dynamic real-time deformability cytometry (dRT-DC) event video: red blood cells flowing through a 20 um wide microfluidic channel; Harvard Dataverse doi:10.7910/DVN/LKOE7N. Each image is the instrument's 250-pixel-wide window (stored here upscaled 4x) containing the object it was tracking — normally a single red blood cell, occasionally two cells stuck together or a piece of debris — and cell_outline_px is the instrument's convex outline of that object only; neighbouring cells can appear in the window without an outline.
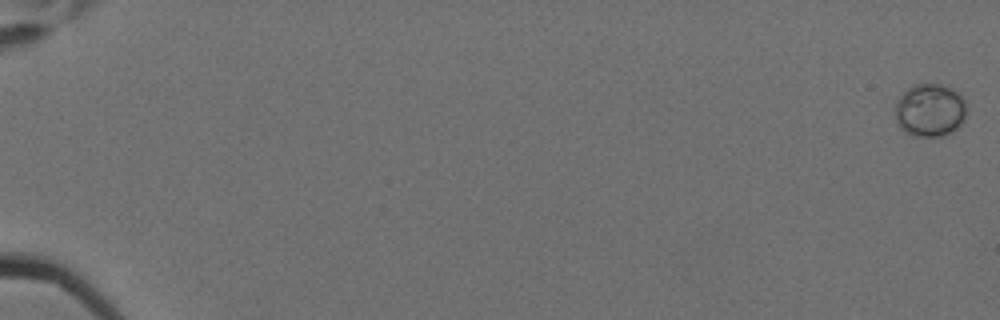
{"species": "Egyptian fruit bat (a non-hibernating species)", "species_latin": "Rousettus aegyptiacus", "temperature_condition": "cold", "stored_images_in_passage": 4, "camera_frame_rate_fps": 3000, "um_per_image_px": 0.085, "animal": {"sex": "female"}, "frame": {"image": 1, "passage_image": 1, "time_ms": 0.0, "image_size_px": [1000, 320], "cell_outline_px": [[968, 112], [964, 120], [952, 132], [944, 136], [912, 136], [900, 128], [896, 124], [892, 108], [896, 100], [912, 84], [948, 84], [968, 104]], "centroid_in_image_um": [79.02, 9.36], "position_along_channel_um": 6.0, "area_um2": 22.83}}